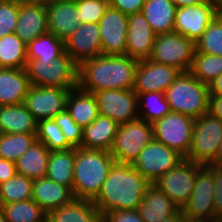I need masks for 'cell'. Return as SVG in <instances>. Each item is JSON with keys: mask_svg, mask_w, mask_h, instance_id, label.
Segmentation results:
<instances>
[{"mask_svg": "<svg viewBox=\"0 0 222 222\" xmlns=\"http://www.w3.org/2000/svg\"><path fill=\"white\" fill-rule=\"evenodd\" d=\"M150 185L131 164L114 162L93 203L102 215L114 210H135Z\"/></svg>", "mask_w": 222, "mask_h": 222, "instance_id": "cell-1", "label": "cell"}, {"mask_svg": "<svg viewBox=\"0 0 222 222\" xmlns=\"http://www.w3.org/2000/svg\"><path fill=\"white\" fill-rule=\"evenodd\" d=\"M138 60L127 55H99L79 65L78 87L88 93L133 89Z\"/></svg>", "mask_w": 222, "mask_h": 222, "instance_id": "cell-2", "label": "cell"}, {"mask_svg": "<svg viewBox=\"0 0 222 222\" xmlns=\"http://www.w3.org/2000/svg\"><path fill=\"white\" fill-rule=\"evenodd\" d=\"M114 162L110 151L75 148L72 189L75 198L94 201Z\"/></svg>", "mask_w": 222, "mask_h": 222, "instance_id": "cell-3", "label": "cell"}, {"mask_svg": "<svg viewBox=\"0 0 222 222\" xmlns=\"http://www.w3.org/2000/svg\"><path fill=\"white\" fill-rule=\"evenodd\" d=\"M165 97L172 112L194 119L209 112V85L201 83L190 72H181L166 90Z\"/></svg>", "mask_w": 222, "mask_h": 222, "instance_id": "cell-4", "label": "cell"}, {"mask_svg": "<svg viewBox=\"0 0 222 222\" xmlns=\"http://www.w3.org/2000/svg\"><path fill=\"white\" fill-rule=\"evenodd\" d=\"M26 72L31 85L73 90L78 87L79 66L64 50L50 62L27 60Z\"/></svg>", "mask_w": 222, "mask_h": 222, "instance_id": "cell-5", "label": "cell"}, {"mask_svg": "<svg viewBox=\"0 0 222 222\" xmlns=\"http://www.w3.org/2000/svg\"><path fill=\"white\" fill-rule=\"evenodd\" d=\"M154 139L153 125L142 119L119 125L111 149L115 162L132 164L138 154Z\"/></svg>", "mask_w": 222, "mask_h": 222, "instance_id": "cell-6", "label": "cell"}, {"mask_svg": "<svg viewBox=\"0 0 222 222\" xmlns=\"http://www.w3.org/2000/svg\"><path fill=\"white\" fill-rule=\"evenodd\" d=\"M222 137V121L210 112L195 119L188 155L195 163L209 164L218 151Z\"/></svg>", "mask_w": 222, "mask_h": 222, "instance_id": "cell-7", "label": "cell"}, {"mask_svg": "<svg viewBox=\"0 0 222 222\" xmlns=\"http://www.w3.org/2000/svg\"><path fill=\"white\" fill-rule=\"evenodd\" d=\"M195 53V43L177 32L156 35L153 52L149 58L153 62L176 67L181 72H189Z\"/></svg>", "mask_w": 222, "mask_h": 222, "instance_id": "cell-8", "label": "cell"}, {"mask_svg": "<svg viewBox=\"0 0 222 222\" xmlns=\"http://www.w3.org/2000/svg\"><path fill=\"white\" fill-rule=\"evenodd\" d=\"M194 123V118L171 111L152 124L154 140L186 157L191 145Z\"/></svg>", "mask_w": 222, "mask_h": 222, "instance_id": "cell-9", "label": "cell"}, {"mask_svg": "<svg viewBox=\"0 0 222 222\" xmlns=\"http://www.w3.org/2000/svg\"><path fill=\"white\" fill-rule=\"evenodd\" d=\"M202 166L185 158L153 184L163 191L179 209H183L192 195L197 171Z\"/></svg>", "mask_w": 222, "mask_h": 222, "instance_id": "cell-10", "label": "cell"}, {"mask_svg": "<svg viewBox=\"0 0 222 222\" xmlns=\"http://www.w3.org/2000/svg\"><path fill=\"white\" fill-rule=\"evenodd\" d=\"M185 159L161 142L152 140L131 164L151 184Z\"/></svg>", "mask_w": 222, "mask_h": 222, "instance_id": "cell-11", "label": "cell"}, {"mask_svg": "<svg viewBox=\"0 0 222 222\" xmlns=\"http://www.w3.org/2000/svg\"><path fill=\"white\" fill-rule=\"evenodd\" d=\"M219 12L220 0H204L194 6L177 8L173 32L180 33L195 43Z\"/></svg>", "mask_w": 222, "mask_h": 222, "instance_id": "cell-12", "label": "cell"}, {"mask_svg": "<svg viewBox=\"0 0 222 222\" xmlns=\"http://www.w3.org/2000/svg\"><path fill=\"white\" fill-rule=\"evenodd\" d=\"M100 115L119 125L139 118L137 94L133 89H104L94 93Z\"/></svg>", "mask_w": 222, "mask_h": 222, "instance_id": "cell-13", "label": "cell"}, {"mask_svg": "<svg viewBox=\"0 0 222 222\" xmlns=\"http://www.w3.org/2000/svg\"><path fill=\"white\" fill-rule=\"evenodd\" d=\"M213 200V176L211 171L203 165L197 171L192 195L182 209L184 216L189 220L215 221Z\"/></svg>", "mask_w": 222, "mask_h": 222, "instance_id": "cell-14", "label": "cell"}, {"mask_svg": "<svg viewBox=\"0 0 222 222\" xmlns=\"http://www.w3.org/2000/svg\"><path fill=\"white\" fill-rule=\"evenodd\" d=\"M70 89L31 85L23 104L37 120L54 118L66 109Z\"/></svg>", "mask_w": 222, "mask_h": 222, "instance_id": "cell-15", "label": "cell"}, {"mask_svg": "<svg viewBox=\"0 0 222 222\" xmlns=\"http://www.w3.org/2000/svg\"><path fill=\"white\" fill-rule=\"evenodd\" d=\"M181 73L176 67L153 62L150 59L138 62L133 90L136 93H165Z\"/></svg>", "mask_w": 222, "mask_h": 222, "instance_id": "cell-16", "label": "cell"}, {"mask_svg": "<svg viewBox=\"0 0 222 222\" xmlns=\"http://www.w3.org/2000/svg\"><path fill=\"white\" fill-rule=\"evenodd\" d=\"M128 15L109 6L101 18L99 32L102 55H125Z\"/></svg>", "mask_w": 222, "mask_h": 222, "instance_id": "cell-17", "label": "cell"}, {"mask_svg": "<svg viewBox=\"0 0 222 222\" xmlns=\"http://www.w3.org/2000/svg\"><path fill=\"white\" fill-rule=\"evenodd\" d=\"M64 50L79 66L83 61L102 55V45L97 23H80L64 41Z\"/></svg>", "mask_w": 222, "mask_h": 222, "instance_id": "cell-18", "label": "cell"}, {"mask_svg": "<svg viewBox=\"0 0 222 222\" xmlns=\"http://www.w3.org/2000/svg\"><path fill=\"white\" fill-rule=\"evenodd\" d=\"M125 55L140 60L149 59L153 52L156 34L142 14L128 15Z\"/></svg>", "mask_w": 222, "mask_h": 222, "instance_id": "cell-19", "label": "cell"}, {"mask_svg": "<svg viewBox=\"0 0 222 222\" xmlns=\"http://www.w3.org/2000/svg\"><path fill=\"white\" fill-rule=\"evenodd\" d=\"M46 10L48 32L63 42L79 27L76 0H53Z\"/></svg>", "mask_w": 222, "mask_h": 222, "instance_id": "cell-20", "label": "cell"}, {"mask_svg": "<svg viewBox=\"0 0 222 222\" xmlns=\"http://www.w3.org/2000/svg\"><path fill=\"white\" fill-rule=\"evenodd\" d=\"M47 32L46 6L19 2L18 20L14 33L28 45Z\"/></svg>", "mask_w": 222, "mask_h": 222, "instance_id": "cell-21", "label": "cell"}, {"mask_svg": "<svg viewBox=\"0 0 222 222\" xmlns=\"http://www.w3.org/2000/svg\"><path fill=\"white\" fill-rule=\"evenodd\" d=\"M32 199L48 213L71 203L75 196L69 187L45 177L33 180Z\"/></svg>", "mask_w": 222, "mask_h": 222, "instance_id": "cell-22", "label": "cell"}, {"mask_svg": "<svg viewBox=\"0 0 222 222\" xmlns=\"http://www.w3.org/2000/svg\"><path fill=\"white\" fill-rule=\"evenodd\" d=\"M30 86L25 68H0V106L22 104Z\"/></svg>", "mask_w": 222, "mask_h": 222, "instance_id": "cell-23", "label": "cell"}, {"mask_svg": "<svg viewBox=\"0 0 222 222\" xmlns=\"http://www.w3.org/2000/svg\"><path fill=\"white\" fill-rule=\"evenodd\" d=\"M180 209L173 201L154 184H151L138 207L141 218L145 222H162L175 215Z\"/></svg>", "mask_w": 222, "mask_h": 222, "instance_id": "cell-24", "label": "cell"}, {"mask_svg": "<svg viewBox=\"0 0 222 222\" xmlns=\"http://www.w3.org/2000/svg\"><path fill=\"white\" fill-rule=\"evenodd\" d=\"M119 124L109 117L98 115L83 128L82 148L111 151Z\"/></svg>", "mask_w": 222, "mask_h": 222, "instance_id": "cell-25", "label": "cell"}, {"mask_svg": "<svg viewBox=\"0 0 222 222\" xmlns=\"http://www.w3.org/2000/svg\"><path fill=\"white\" fill-rule=\"evenodd\" d=\"M46 222H102V214L93 201L75 198L71 203L48 212Z\"/></svg>", "mask_w": 222, "mask_h": 222, "instance_id": "cell-26", "label": "cell"}, {"mask_svg": "<svg viewBox=\"0 0 222 222\" xmlns=\"http://www.w3.org/2000/svg\"><path fill=\"white\" fill-rule=\"evenodd\" d=\"M37 120L25 105L0 106V133H36Z\"/></svg>", "mask_w": 222, "mask_h": 222, "instance_id": "cell-27", "label": "cell"}, {"mask_svg": "<svg viewBox=\"0 0 222 222\" xmlns=\"http://www.w3.org/2000/svg\"><path fill=\"white\" fill-rule=\"evenodd\" d=\"M176 5L171 0H146L142 14L156 35L173 32Z\"/></svg>", "mask_w": 222, "mask_h": 222, "instance_id": "cell-28", "label": "cell"}, {"mask_svg": "<svg viewBox=\"0 0 222 222\" xmlns=\"http://www.w3.org/2000/svg\"><path fill=\"white\" fill-rule=\"evenodd\" d=\"M66 109L71 118L82 128L89 126L99 115L95 95L79 87L70 90L66 100Z\"/></svg>", "mask_w": 222, "mask_h": 222, "instance_id": "cell-29", "label": "cell"}, {"mask_svg": "<svg viewBox=\"0 0 222 222\" xmlns=\"http://www.w3.org/2000/svg\"><path fill=\"white\" fill-rule=\"evenodd\" d=\"M50 150L41 142L35 141L15 162L17 173L32 180L45 178Z\"/></svg>", "mask_w": 222, "mask_h": 222, "instance_id": "cell-30", "label": "cell"}, {"mask_svg": "<svg viewBox=\"0 0 222 222\" xmlns=\"http://www.w3.org/2000/svg\"><path fill=\"white\" fill-rule=\"evenodd\" d=\"M75 148L50 151L46 177L73 189Z\"/></svg>", "mask_w": 222, "mask_h": 222, "instance_id": "cell-31", "label": "cell"}, {"mask_svg": "<svg viewBox=\"0 0 222 222\" xmlns=\"http://www.w3.org/2000/svg\"><path fill=\"white\" fill-rule=\"evenodd\" d=\"M27 45L15 34L0 38V68H26Z\"/></svg>", "mask_w": 222, "mask_h": 222, "instance_id": "cell-32", "label": "cell"}, {"mask_svg": "<svg viewBox=\"0 0 222 222\" xmlns=\"http://www.w3.org/2000/svg\"><path fill=\"white\" fill-rule=\"evenodd\" d=\"M136 94L139 119L153 124L171 112L165 93L148 92Z\"/></svg>", "mask_w": 222, "mask_h": 222, "instance_id": "cell-33", "label": "cell"}, {"mask_svg": "<svg viewBox=\"0 0 222 222\" xmlns=\"http://www.w3.org/2000/svg\"><path fill=\"white\" fill-rule=\"evenodd\" d=\"M64 51V42L47 32L27 45V60L50 62Z\"/></svg>", "mask_w": 222, "mask_h": 222, "instance_id": "cell-34", "label": "cell"}, {"mask_svg": "<svg viewBox=\"0 0 222 222\" xmlns=\"http://www.w3.org/2000/svg\"><path fill=\"white\" fill-rule=\"evenodd\" d=\"M33 180L16 173L0 184V207L4 204L32 199Z\"/></svg>", "mask_w": 222, "mask_h": 222, "instance_id": "cell-35", "label": "cell"}, {"mask_svg": "<svg viewBox=\"0 0 222 222\" xmlns=\"http://www.w3.org/2000/svg\"><path fill=\"white\" fill-rule=\"evenodd\" d=\"M7 222H46L47 213L33 200L1 206Z\"/></svg>", "mask_w": 222, "mask_h": 222, "instance_id": "cell-36", "label": "cell"}, {"mask_svg": "<svg viewBox=\"0 0 222 222\" xmlns=\"http://www.w3.org/2000/svg\"><path fill=\"white\" fill-rule=\"evenodd\" d=\"M189 72L201 83L209 85L222 74V56L195 52Z\"/></svg>", "mask_w": 222, "mask_h": 222, "instance_id": "cell-37", "label": "cell"}, {"mask_svg": "<svg viewBox=\"0 0 222 222\" xmlns=\"http://www.w3.org/2000/svg\"><path fill=\"white\" fill-rule=\"evenodd\" d=\"M36 141V133H0V158L16 162Z\"/></svg>", "mask_w": 222, "mask_h": 222, "instance_id": "cell-38", "label": "cell"}, {"mask_svg": "<svg viewBox=\"0 0 222 222\" xmlns=\"http://www.w3.org/2000/svg\"><path fill=\"white\" fill-rule=\"evenodd\" d=\"M36 141L43 143L50 151L74 148L53 118L37 121Z\"/></svg>", "mask_w": 222, "mask_h": 222, "instance_id": "cell-39", "label": "cell"}, {"mask_svg": "<svg viewBox=\"0 0 222 222\" xmlns=\"http://www.w3.org/2000/svg\"><path fill=\"white\" fill-rule=\"evenodd\" d=\"M195 52L222 56V13L211 21L202 37L195 42Z\"/></svg>", "mask_w": 222, "mask_h": 222, "instance_id": "cell-40", "label": "cell"}, {"mask_svg": "<svg viewBox=\"0 0 222 222\" xmlns=\"http://www.w3.org/2000/svg\"><path fill=\"white\" fill-rule=\"evenodd\" d=\"M80 23H99L109 7V0H76Z\"/></svg>", "mask_w": 222, "mask_h": 222, "instance_id": "cell-41", "label": "cell"}, {"mask_svg": "<svg viewBox=\"0 0 222 222\" xmlns=\"http://www.w3.org/2000/svg\"><path fill=\"white\" fill-rule=\"evenodd\" d=\"M53 119L55 123L61 128V131L66 137V140L74 148L80 147L83 137V128L71 118V115L67 109L57 114Z\"/></svg>", "mask_w": 222, "mask_h": 222, "instance_id": "cell-42", "label": "cell"}, {"mask_svg": "<svg viewBox=\"0 0 222 222\" xmlns=\"http://www.w3.org/2000/svg\"><path fill=\"white\" fill-rule=\"evenodd\" d=\"M19 12V1L0 0V38L14 33Z\"/></svg>", "mask_w": 222, "mask_h": 222, "instance_id": "cell-43", "label": "cell"}, {"mask_svg": "<svg viewBox=\"0 0 222 222\" xmlns=\"http://www.w3.org/2000/svg\"><path fill=\"white\" fill-rule=\"evenodd\" d=\"M212 173L214 181L215 222H222V165L206 164Z\"/></svg>", "mask_w": 222, "mask_h": 222, "instance_id": "cell-44", "label": "cell"}, {"mask_svg": "<svg viewBox=\"0 0 222 222\" xmlns=\"http://www.w3.org/2000/svg\"><path fill=\"white\" fill-rule=\"evenodd\" d=\"M102 222H145L138 211L114 210L102 215Z\"/></svg>", "mask_w": 222, "mask_h": 222, "instance_id": "cell-45", "label": "cell"}, {"mask_svg": "<svg viewBox=\"0 0 222 222\" xmlns=\"http://www.w3.org/2000/svg\"><path fill=\"white\" fill-rule=\"evenodd\" d=\"M146 0H109V6L126 15L140 13Z\"/></svg>", "mask_w": 222, "mask_h": 222, "instance_id": "cell-46", "label": "cell"}, {"mask_svg": "<svg viewBox=\"0 0 222 222\" xmlns=\"http://www.w3.org/2000/svg\"><path fill=\"white\" fill-rule=\"evenodd\" d=\"M17 173L15 162L0 158V184Z\"/></svg>", "mask_w": 222, "mask_h": 222, "instance_id": "cell-47", "label": "cell"}, {"mask_svg": "<svg viewBox=\"0 0 222 222\" xmlns=\"http://www.w3.org/2000/svg\"><path fill=\"white\" fill-rule=\"evenodd\" d=\"M209 112L222 121V96H210Z\"/></svg>", "mask_w": 222, "mask_h": 222, "instance_id": "cell-48", "label": "cell"}, {"mask_svg": "<svg viewBox=\"0 0 222 222\" xmlns=\"http://www.w3.org/2000/svg\"><path fill=\"white\" fill-rule=\"evenodd\" d=\"M210 96H222V74L209 84Z\"/></svg>", "mask_w": 222, "mask_h": 222, "instance_id": "cell-49", "label": "cell"}, {"mask_svg": "<svg viewBox=\"0 0 222 222\" xmlns=\"http://www.w3.org/2000/svg\"><path fill=\"white\" fill-rule=\"evenodd\" d=\"M177 8H183V7H187V6H194L197 5L201 2H203L204 0H171Z\"/></svg>", "mask_w": 222, "mask_h": 222, "instance_id": "cell-50", "label": "cell"}, {"mask_svg": "<svg viewBox=\"0 0 222 222\" xmlns=\"http://www.w3.org/2000/svg\"><path fill=\"white\" fill-rule=\"evenodd\" d=\"M186 219L182 209H180L175 215L164 219L162 222H186Z\"/></svg>", "mask_w": 222, "mask_h": 222, "instance_id": "cell-51", "label": "cell"}, {"mask_svg": "<svg viewBox=\"0 0 222 222\" xmlns=\"http://www.w3.org/2000/svg\"><path fill=\"white\" fill-rule=\"evenodd\" d=\"M209 164L222 165V137H221V142L219 144L216 156L214 157V159Z\"/></svg>", "mask_w": 222, "mask_h": 222, "instance_id": "cell-52", "label": "cell"}, {"mask_svg": "<svg viewBox=\"0 0 222 222\" xmlns=\"http://www.w3.org/2000/svg\"><path fill=\"white\" fill-rule=\"evenodd\" d=\"M53 0H19V2L23 3H29V4H35V5H42V6H48L52 3Z\"/></svg>", "mask_w": 222, "mask_h": 222, "instance_id": "cell-53", "label": "cell"}, {"mask_svg": "<svg viewBox=\"0 0 222 222\" xmlns=\"http://www.w3.org/2000/svg\"><path fill=\"white\" fill-rule=\"evenodd\" d=\"M0 222H7V220L5 218V214H4L1 207H0Z\"/></svg>", "mask_w": 222, "mask_h": 222, "instance_id": "cell-54", "label": "cell"}, {"mask_svg": "<svg viewBox=\"0 0 222 222\" xmlns=\"http://www.w3.org/2000/svg\"><path fill=\"white\" fill-rule=\"evenodd\" d=\"M186 222H215V221H200V220H189V219H186Z\"/></svg>", "mask_w": 222, "mask_h": 222, "instance_id": "cell-55", "label": "cell"}, {"mask_svg": "<svg viewBox=\"0 0 222 222\" xmlns=\"http://www.w3.org/2000/svg\"><path fill=\"white\" fill-rule=\"evenodd\" d=\"M220 12L222 13V0H220Z\"/></svg>", "mask_w": 222, "mask_h": 222, "instance_id": "cell-56", "label": "cell"}]
</instances>
